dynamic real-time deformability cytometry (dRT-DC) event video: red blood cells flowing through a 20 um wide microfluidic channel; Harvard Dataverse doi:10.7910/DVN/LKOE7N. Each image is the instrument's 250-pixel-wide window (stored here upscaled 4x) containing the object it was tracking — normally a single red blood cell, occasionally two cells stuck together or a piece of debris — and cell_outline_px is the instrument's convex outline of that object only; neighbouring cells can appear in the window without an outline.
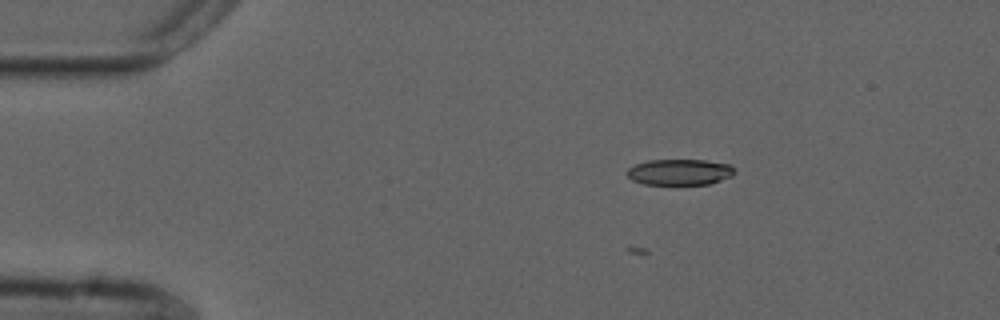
{"species": "common noctule bat (a hibernating species)", "species_latin": "Nyctalus noctula", "temperature_condition": "cold", "stored_images_in_passage": 3, "camera_frame_rate_fps": 3000, "um_per_image_px": 0.085, "animal": {"sex": "male", "forearm_length_mm": 52.5}, "frame": {"image": 1, "passage_image": 3, "time_ms": 0.667, "image_size_px": [1000, 320], "cell_outline_px": [[736, 172], [732, 176], [708, 184], [644, 184], [632, 180], [624, 172], [628, 168], [636, 164], [648, 160], [704, 160], [732, 164], [736, 168]], "centroid_in_image_um": [57.79, 14.61], "position_along_channel_um": 27.2, "area_um2": 16.42}}